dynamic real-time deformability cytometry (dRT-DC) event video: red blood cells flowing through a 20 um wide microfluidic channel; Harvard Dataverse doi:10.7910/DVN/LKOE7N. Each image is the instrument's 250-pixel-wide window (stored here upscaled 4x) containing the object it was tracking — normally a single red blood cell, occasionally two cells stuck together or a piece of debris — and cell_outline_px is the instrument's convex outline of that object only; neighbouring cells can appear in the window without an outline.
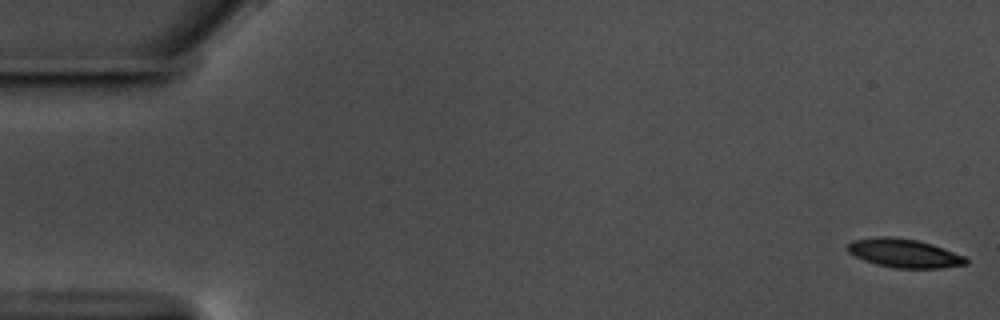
{"species": "common noctule bat (a hibernating species)", "species_latin": "Nyctalus noctula", "temperature_condition": "warm", "stored_images_in_passage": 13, "camera_frame_rate_fps": 3000, "um_per_image_px": 0.085, "animal": {"sex": "male", "body_mass_g": 17.5, "forearm_length_mm": 52.3}, "frame": {"image": 1, "passage_image": 1, "time_ms": 0.0, "image_size_px": [1000, 320], "cell_outline_px": [[968, 264], [940, 268], [896, 268], [876, 264], [864, 260], [848, 252], [844, 248], [852, 240], [876, 236], [892, 236], [916, 240], [932, 244], [964, 256], [968, 260]], "centroid_in_image_um": [76.81, 21.51], "position_along_channel_um": 8.2, "area_um2": 19.83}}